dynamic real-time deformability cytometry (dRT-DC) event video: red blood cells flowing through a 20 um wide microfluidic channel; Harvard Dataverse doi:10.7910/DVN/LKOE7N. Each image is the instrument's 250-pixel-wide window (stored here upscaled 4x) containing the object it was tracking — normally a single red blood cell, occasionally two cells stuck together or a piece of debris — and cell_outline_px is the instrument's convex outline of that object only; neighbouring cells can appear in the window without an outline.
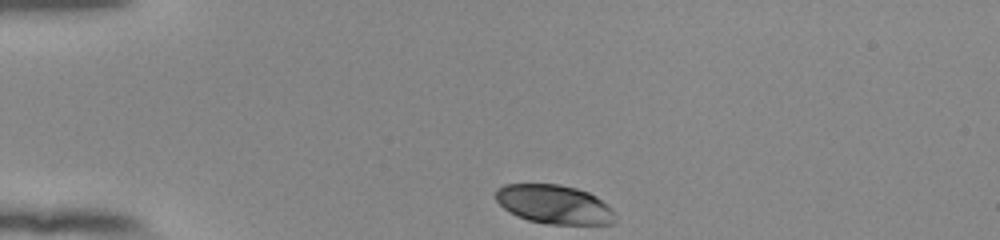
{"species": "human", "species_latin": "Homo sapiens", "temperature_condition": "room temperature", "stored_images_in_passage": 34, "camera_frame_rate_fps": 3000, "um_per_image_px": 0.085, "donor": {"sex": "female"}, "frame": {"image": 1, "passage_image": 1, "time_ms": 0.0, "image_size_px": [1000, 240], "cell_outline_px": [[616, 220], [612, 224], [548, 224], [528, 220], [516, 216], [508, 212], [496, 200], [496, 188], [504, 184], [560, 184], [576, 188], [588, 192], [596, 196], [612, 212]], "centroid_in_image_um": [47.05, 17.37], "position_along_channel_um": 38.0, "area_um2": 26.99}}
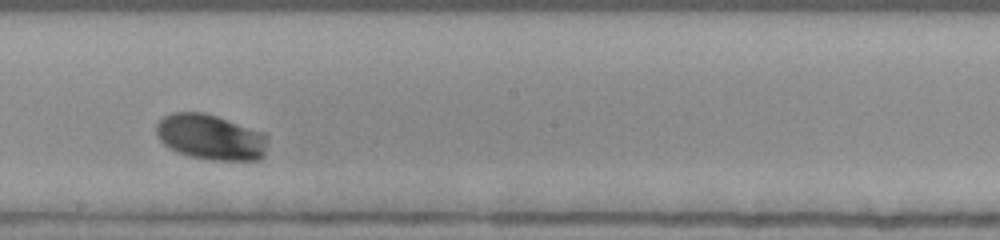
{"frame": {"image": 2, "passage_image": 20, "time_ms": 6.333, "image_size_px": [1000, 240], "cell_outline_px": [[268, 136], [264, 156], [260, 160], [208, 160], [192, 156], [180, 152], [164, 144], [156, 136], [156, 124], [164, 116], [172, 112], [204, 112], [264, 132]], "centroid_in_image_um": [17.92, 11.65], "position_along_channel_um": 230.3, "area_um2": 29.54}}
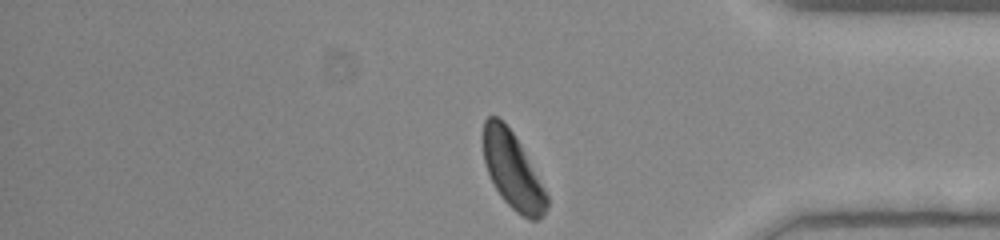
{"frame": {"image": 3, "passage_image": 34, "time_ms": 11.0, "image_size_px": [1000, 240], "cell_outline_px": [[548, 208], [536, 220], [532, 220], [516, 212], [500, 196], [488, 172], [484, 160], [484, 120], [488, 116], [496, 116], [512, 132], [520, 144], [544, 188], [548, 196]], "centroid_in_image_um": [43.57, 14.52], "position_along_channel_um": 391.6, "area_um2": 27.46}, "authors_computed_cell_mechanics": {"area_um2": 28.4087, "velocity_mm_per_s": 3.8058, "shape_relaxation_time_tau1_ms": 0.906, "shape_relaxation_time_tau2_ms": null, "deformation_change_tau1": 0.1083, "deformation_change_tau2": null}}